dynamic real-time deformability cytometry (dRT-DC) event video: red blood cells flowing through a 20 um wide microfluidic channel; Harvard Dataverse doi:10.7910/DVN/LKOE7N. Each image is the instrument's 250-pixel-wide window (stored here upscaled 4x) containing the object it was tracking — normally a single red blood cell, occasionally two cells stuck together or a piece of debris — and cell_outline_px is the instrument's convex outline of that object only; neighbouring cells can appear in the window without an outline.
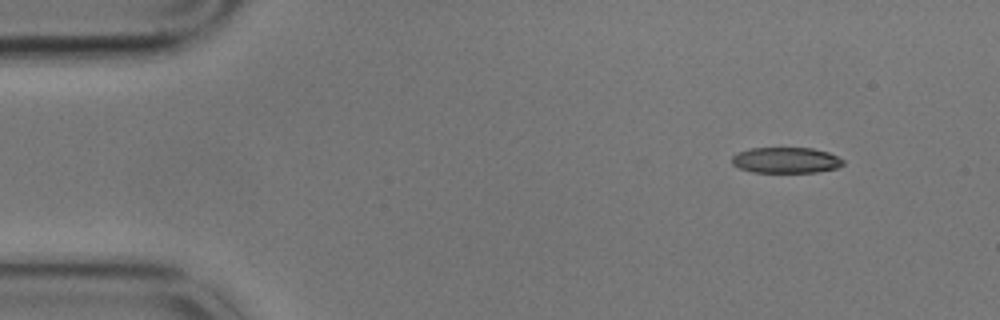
{"species": "common noctule bat (a hibernating species)", "species_latin": "Nyctalus noctula", "temperature_condition": "cold", "stored_images_in_passage": 4, "camera_frame_rate_fps": 3000, "um_per_image_px": 0.085, "animal": {"sex": "male", "body_mass_g": 17.9}, "frame": {"image": 1, "passage_image": 1, "time_ms": 0.0, "image_size_px": [1000, 320], "cell_outline_px": [[844, 164], [836, 168], [816, 172], [752, 172], [740, 168], [732, 164], [732, 156], [736, 152], [748, 148], [812, 148], [828, 152], [844, 160]], "centroid_in_image_um": [66.78, 13.61], "position_along_channel_um": 18.2, "area_um2": 16.76}}